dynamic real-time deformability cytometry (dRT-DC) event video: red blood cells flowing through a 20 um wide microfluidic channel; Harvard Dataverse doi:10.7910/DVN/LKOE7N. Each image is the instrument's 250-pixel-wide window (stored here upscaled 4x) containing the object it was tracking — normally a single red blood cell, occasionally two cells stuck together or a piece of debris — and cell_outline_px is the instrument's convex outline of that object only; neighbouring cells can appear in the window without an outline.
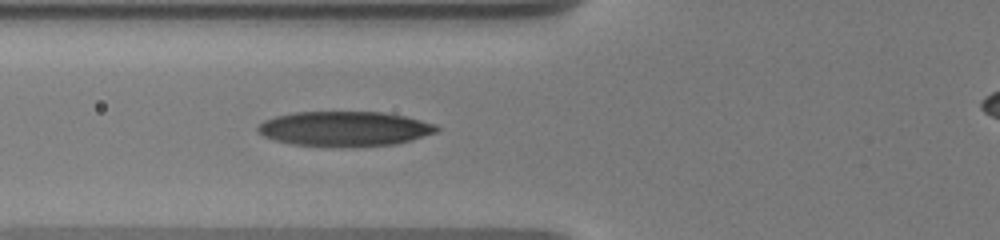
{"species": "human", "species_latin": "Homo sapiens", "temperature_condition": "warm", "stored_images_in_passage": 4, "camera_frame_rate_fps": 3000, "um_per_image_px": 0.085, "donor": {"sex": "male"}, "frame": {"image": 1, "passage_image": 4, "time_ms": 2.333, "image_size_px": [1000, 240], "cell_outline_px": [[440, 128], [436, 132], [412, 140], [396, 144], [292, 144], [276, 140], [264, 136], [256, 132], [256, 128], [264, 120], [276, 116], [296, 112], [384, 112], [404, 116], [436, 124]], "centroid_in_image_um": [29.29, 10.9], "position_along_channel_um": 96.5, "area_um2": 35.14}}